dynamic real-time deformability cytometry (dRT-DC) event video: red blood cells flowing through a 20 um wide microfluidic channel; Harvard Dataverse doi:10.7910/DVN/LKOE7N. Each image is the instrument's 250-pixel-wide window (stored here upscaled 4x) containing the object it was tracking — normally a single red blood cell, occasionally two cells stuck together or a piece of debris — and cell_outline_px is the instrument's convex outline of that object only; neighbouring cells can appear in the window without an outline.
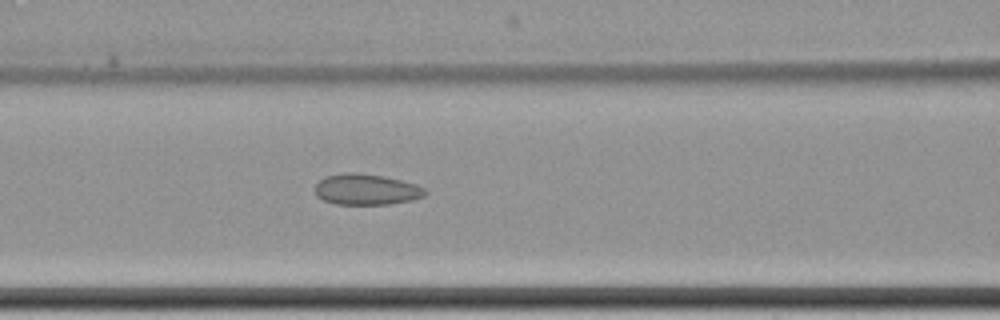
{"species": "common noctule bat (a hibernating species)", "species_latin": "Nyctalus noctula", "temperature_condition": "cold", "stored_images_in_passage": 4, "camera_frame_rate_fps": 3000, "um_per_image_px": 0.085, "animal": {"sex": "female", "body_mass_g": 22.7, "forearm_length_mm": 54.2}, "frame": {"image": 1, "passage_image": 4, "time_ms": 3.333, "image_size_px": [1000, 320], "cell_outline_px": [[428, 192], [424, 196], [412, 200], [388, 204], [336, 204], [324, 200], [316, 196], [316, 184], [324, 176], [344, 172], [356, 172], [384, 176], [416, 184], [424, 188]], "centroid_in_image_um": [31.13, 16.09], "position_along_channel_um": 135.5, "area_um2": 19.88}}